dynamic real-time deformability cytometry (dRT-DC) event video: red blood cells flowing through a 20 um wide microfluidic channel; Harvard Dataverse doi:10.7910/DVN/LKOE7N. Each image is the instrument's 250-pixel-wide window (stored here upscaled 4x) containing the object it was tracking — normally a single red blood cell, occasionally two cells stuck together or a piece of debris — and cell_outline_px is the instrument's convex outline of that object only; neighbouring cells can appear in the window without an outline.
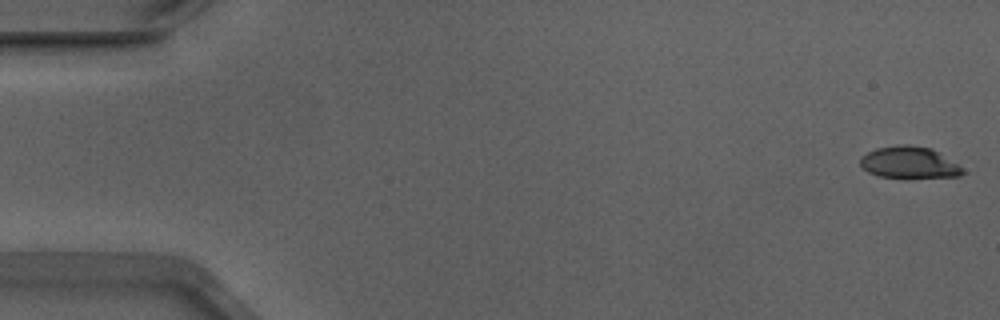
{"species": "Egyptian fruit bat (a non-hibernating species)", "species_latin": "Rousettus aegyptiacus", "temperature_condition": "warm", "stored_images_in_passage": 46, "camera_frame_rate_fps": 3000, "um_per_image_px": 0.085, "animal": {"sex": "male"}, "frame": {"image": 1, "passage_image": 1, "time_ms": 0.0, "image_size_px": [1000, 320], "cell_outline_px": [[964, 172], [960, 176], [880, 176], [868, 172], [860, 164], [860, 160], [868, 152], [876, 148], [896, 144], [908, 144], [932, 148], [956, 164]], "centroid_in_image_um": [77.24, 13.77], "position_along_channel_um": 7.8, "area_um2": 18.21}}
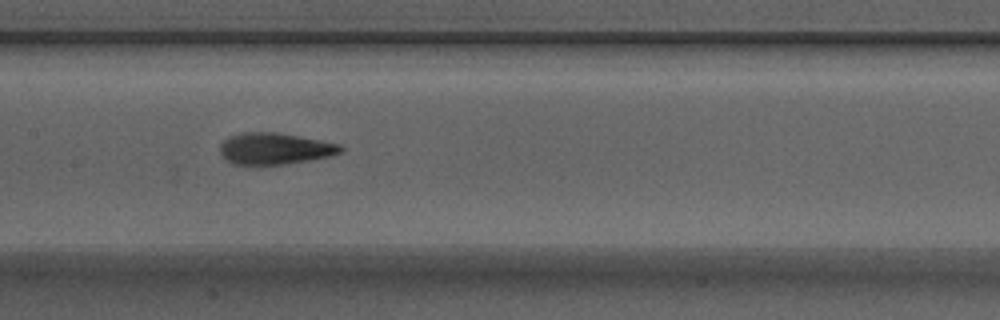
{"frame": {"image": 2, "passage_image": 26, "time_ms": 8.333, "image_size_px": [1000, 320], "cell_outline_px": [[344, 148], [340, 152], [328, 156], [308, 160], [284, 164], [232, 164], [220, 152], [220, 144], [228, 136], [244, 132], [276, 132], [340, 144]], "centroid_in_image_um": [23.32, 12.62], "position_along_channel_um": 184.1, "area_um2": 21.79}}
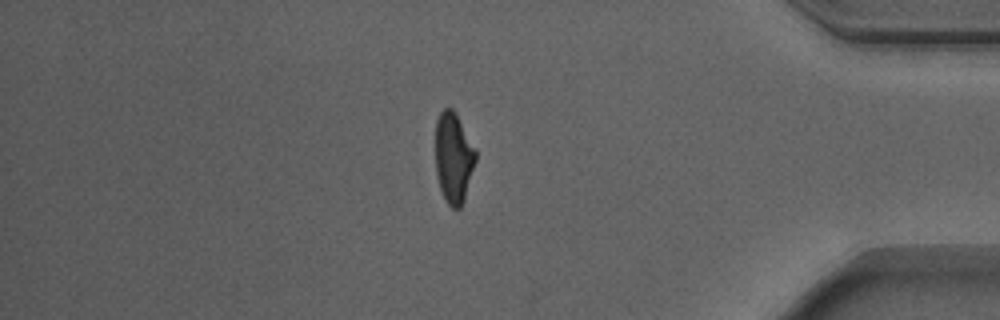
{"frame": {"image": 3, "passage_image": 45, "time_ms": 14.667, "image_size_px": [1000, 320], "cell_outline_px": [[476, 160], [464, 200], [460, 208], [452, 208], [448, 204], [440, 188], [436, 176], [436, 120], [440, 112], [444, 108], [452, 108], [456, 112], [476, 148]], "centroid_in_image_um": [38.56, 13.37], "position_along_channel_um": 396.6, "area_um2": 21.33}}